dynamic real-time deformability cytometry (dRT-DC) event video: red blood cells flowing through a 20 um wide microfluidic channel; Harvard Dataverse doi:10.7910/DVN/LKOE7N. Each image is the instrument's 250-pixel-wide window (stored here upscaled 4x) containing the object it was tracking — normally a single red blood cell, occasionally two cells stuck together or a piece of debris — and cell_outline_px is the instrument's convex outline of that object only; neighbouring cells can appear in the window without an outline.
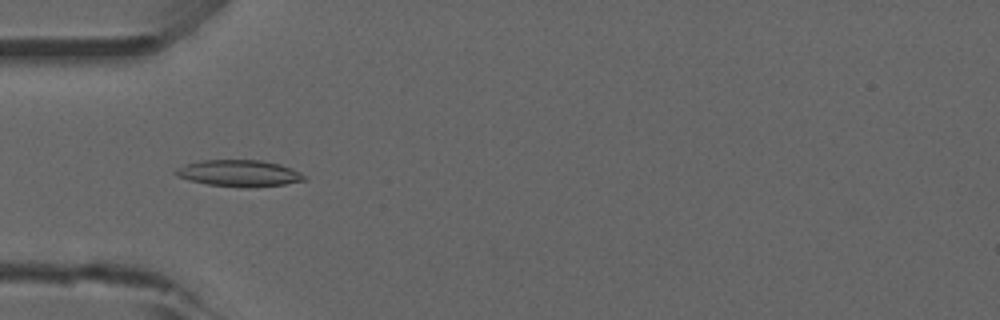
{"species": "common noctule bat (a hibernating species)", "species_latin": "Nyctalus noctula", "temperature_condition": "room temperature", "stored_images_in_passage": 37, "camera_frame_rate_fps": 3000, "um_per_image_px": 0.085, "animal": {"sex": "male", "forearm_length_mm": 52.5}, "frame": {"image": 1, "passage_image": 1, "time_ms": 0.0, "image_size_px": [1000, 320], "cell_outline_px": [[308, 180], [284, 184], [248, 188], [244, 188], [208, 184], [188, 180], [176, 176], [172, 172], [176, 168], [184, 164], [200, 160], [260, 160], [280, 164], [292, 168], [308, 176]], "centroid_in_image_um": [20.33, 14.73], "position_along_channel_um": 64.7, "area_um2": 20.23}}
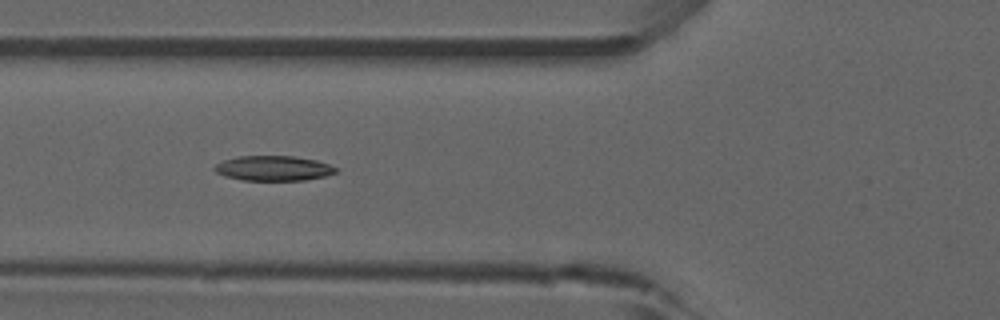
{"frame": {"image": 2, "passage_image": 4, "time_ms": 1.0, "image_size_px": [1000, 320], "cell_outline_px": [[336, 172], [324, 176], [304, 180], [240, 180], [224, 176], [216, 172], [212, 168], [216, 164], [224, 160], [236, 156], [292, 156], [316, 160], [328, 164], [336, 168]], "centroid_in_image_um": [23.18, 14.3], "position_along_channel_um": 102.6, "area_um2": 17.57}}
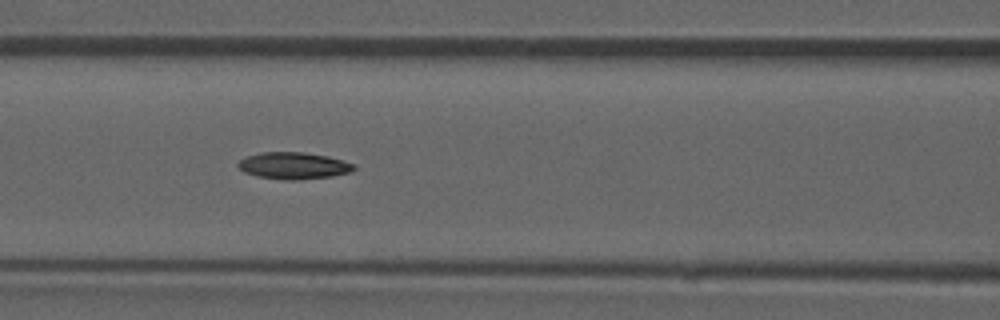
{"frame": {"image": 3, "passage_image": 7, "time_ms": 2.0, "image_size_px": [1000, 320], "cell_outline_px": [[356, 168], [352, 172], [332, 176], [296, 180], [284, 180], [256, 176], [244, 172], [236, 164], [244, 156], [260, 152], [304, 152], [328, 156], [356, 164]], "centroid_in_image_um": [24.96, 14.08], "position_along_channel_um": 141.6, "area_um2": 18.32}}